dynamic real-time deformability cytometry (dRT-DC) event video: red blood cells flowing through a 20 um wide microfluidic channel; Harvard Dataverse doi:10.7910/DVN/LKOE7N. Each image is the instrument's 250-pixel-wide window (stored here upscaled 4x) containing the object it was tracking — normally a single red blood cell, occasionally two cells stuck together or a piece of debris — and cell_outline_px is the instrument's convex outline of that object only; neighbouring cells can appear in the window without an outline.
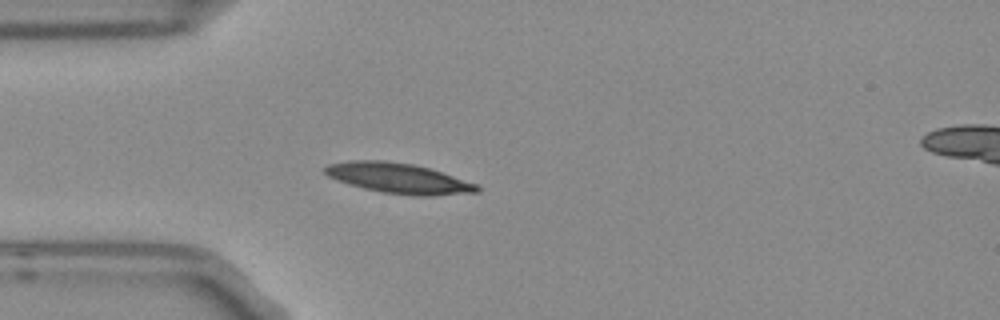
{"species": "Egyptian fruit bat (a non-hibernating species)", "species_latin": "Rousettus aegyptiacus", "temperature_condition": "room temperature", "stored_images_in_passage": 4, "camera_frame_rate_fps": 3000, "um_per_image_px": 0.085, "frame": {"image": 1, "passage_image": 4, "time_ms": 1.0, "image_size_px": [1000, 320], "cell_outline_px": [[480, 192], [432, 196], [412, 196], [384, 192], [364, 188], [348, 184], [336, 180], [328, 176], [324, 172], [324, 168], [328, 164], [348, 160], [384, 160], [412, 164], [428, 168], [476, 184], [480, 188]], "centroid_in_image_um": [33.84, 15.15], "position_along_channel_um": 51.2, "area_um2": 26.7}}